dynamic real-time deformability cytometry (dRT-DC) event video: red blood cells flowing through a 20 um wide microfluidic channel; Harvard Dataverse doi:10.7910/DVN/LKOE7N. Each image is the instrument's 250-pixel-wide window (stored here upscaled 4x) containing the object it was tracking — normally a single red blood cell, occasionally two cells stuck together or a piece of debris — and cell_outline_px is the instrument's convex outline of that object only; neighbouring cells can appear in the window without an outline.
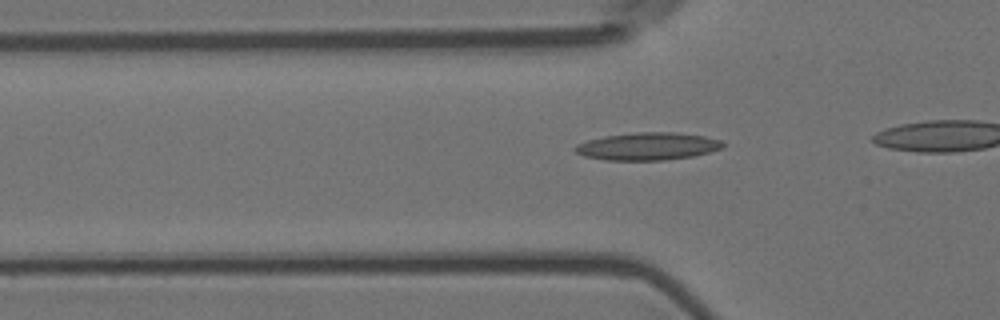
{"species": "Egyptian fruit bat (a non-hibernating species)", "species_latin": "Rousettus aegyptiacus", "temperature_condition": "room temperature", "stored_images_in_passage": 21, "camera_frame_rate_fps": 3000, "um_per_image_px": 0.085, "animal": {"sex": "female"}, "frame": {"image": 1, "passage_image": 15, "time_ms": 4.667, "image_size_px": [1000, 320], "cell_outline_px": [[724, 144], [720, 148], [708, 152], [692, 156], [664, 160], [608, 160], [584, 156], [576, 152], [572, 148], [576, 144], [588, 140], [604, 136], [636, 132], [676, 132], [704, 136], [720, 140]], "centroid_in_image_um": [55.01, 12.43], "position_along_channel_um": 70.8, "area_um2": 23.58}}